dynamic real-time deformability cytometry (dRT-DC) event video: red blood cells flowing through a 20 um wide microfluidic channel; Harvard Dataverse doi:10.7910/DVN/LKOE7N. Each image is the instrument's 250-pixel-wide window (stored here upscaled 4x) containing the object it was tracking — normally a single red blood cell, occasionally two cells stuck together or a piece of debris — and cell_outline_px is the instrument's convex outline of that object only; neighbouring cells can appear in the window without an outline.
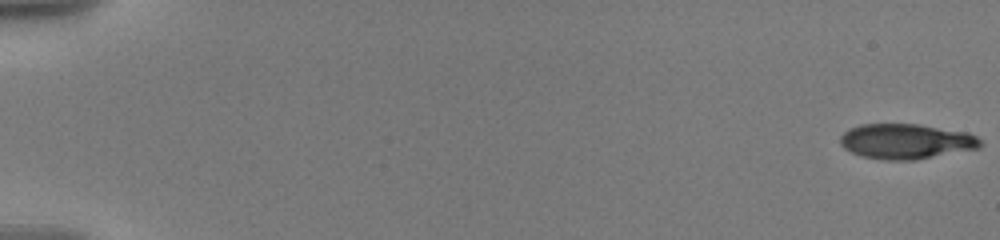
{"species": "human", "species_latin": "Homo sapiens", "temperature_condition": "warm", "stored_images_in_passage": 18, "camera_frame_rate_fps": 3000, "um_per_image_px": 0.085, "donor": {"sex": "male"}, "frame": {"image": 1, "passage_image": 1, "time_ms": 0.0, "image_size_px": [1000, 240], "cell_outline_px": [[984, 144], [980, 148], [916, 160], [884, 160], [860, 156], [844, 148], [840, 144], [840, 136], [848, 128], [860, 124], [920, 124], [968, 132], [976, 136]], "centroid_in_image_um": [77.03, 12.01], "position_along_channel_um": 8.0, "area_um2": 29.07}}
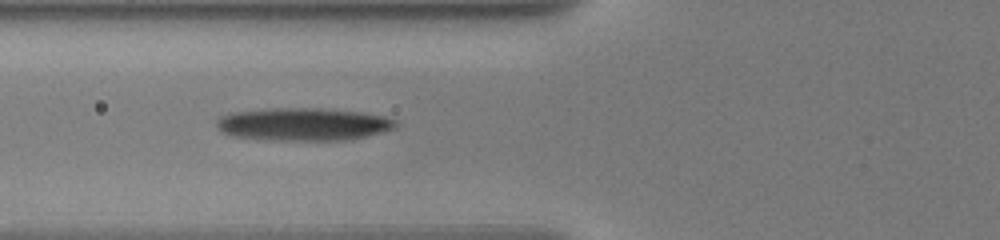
{"frame": {"image": 2, "passage_image": 16, "time_ms": 7.667, "image_size_px": [1000, 240], "cell_outline_px": [[400, 124], [396, 128], [348, 140], [272, 140], [232, 136], [220, 132], [216, 128], [216, 120], [220, 116], [232, 112], [272, 108], [320, 108], [360, 112], [384, 116], [396, 120]], "centroid_in_image_um": [25.75, 10.56], "position_along_channel_um": 100.0, "area_um2": 34.39}}
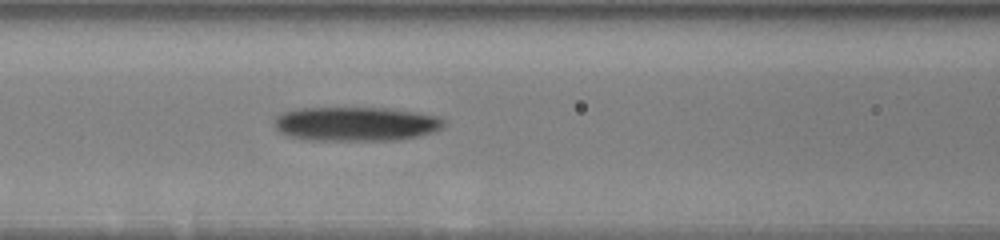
{"frame": {"image": 3, "passage_image": 18, "time_ms": 8.667, "image_size_px": [1000, 240], "cell_outline_px": [[444, 124], [440, 128], [416, 136], [396, 140], [308, 140], [288, 136], [280, 132], [276, 128], [272, 120], [276, 116], [284, 112], [296, 108], [388, 108], [416, 112], [440, 116], [444, 120]], "centroid_in_image_um": [30.19, 10.52], "position_along_channel_um": 136.4, "area_um2": 33.76}}